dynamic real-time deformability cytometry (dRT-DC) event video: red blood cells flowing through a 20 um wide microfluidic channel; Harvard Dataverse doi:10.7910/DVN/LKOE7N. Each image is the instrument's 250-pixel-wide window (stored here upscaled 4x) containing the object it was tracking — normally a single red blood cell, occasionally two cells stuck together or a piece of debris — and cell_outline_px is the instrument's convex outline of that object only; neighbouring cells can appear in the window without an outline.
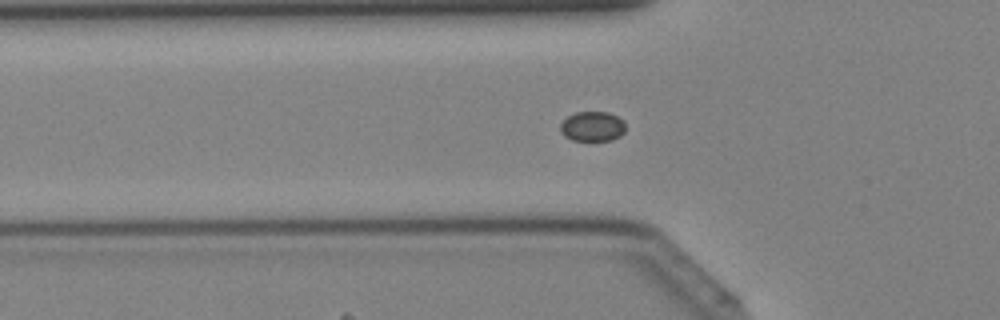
{"species": "Egyptian fruit bat (a non-hibernating species)", "species_latin": "Rousettus aegyptiacus", "temperature_condition": "cold", "stored_images_in_passage": 42, "camera_frame_rate_fps": 3000, "um_per_image_px": 0.085, "animal": {"sex": "female"}, "frame": {"image": 1, "passage_image": 14, "time_ms": 4.333, "image_size_px": [1000, 320], "cell_outline_px": [[624, 132], [620, 136], [612, 140], [572, 140], [564, 136], [560, 132], [560, 124], [568, 116], [576, 112], [608, 112], [624, 120]], "centroid_in_image_um": [50.35, 10.74], "position_along_channel_um": 75.5, "area_um2": 11.33}}
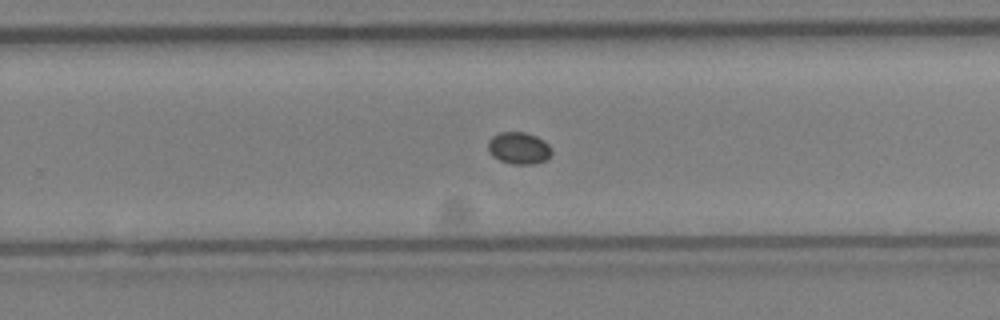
{"frame": {"image": 2, "passage_image": 27, "time_ms": 8.667, "image_size_px": [1000, 320], "cell_outline_px": [[552, 156], [548, 160], [532, 164], [512, 164], [500, 160], [492, 156], [488, 148], [488, 140], [492, 136], [500, 132], [524, 132], [536, 136], [544, 140], [552, 148]], "centroid_in_image_um": [44.13, 12.59], "position_along_channel_um": 285.7, "area_um2": 12.02}}
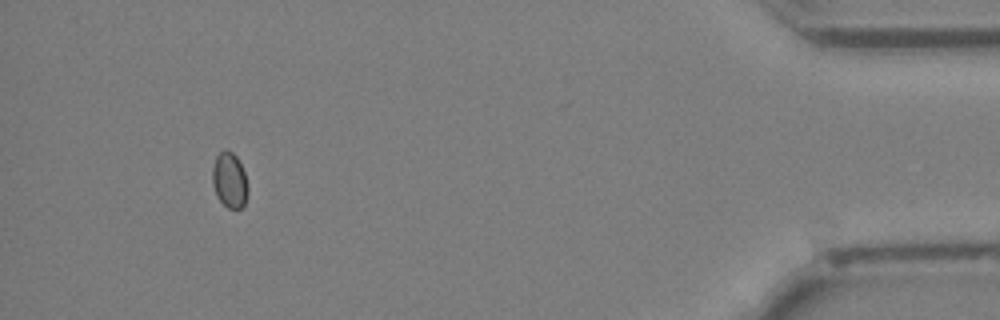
{"frame": {"image": 3, "passage_image": 39, "time_ms": 12.667, "image_size_px": [1000, 320], "cell_outline_px": [[248, 192], [244, 204], [240, 208], [228, 208], [216, 196], [212, 184], [212, 168], [216, 156], [224, 148], [232, 152], [236, 156], [244, 172], [248, 188]], "centroid_in_image_um": [19.49, 15.3], "position_along_channel_um": 415.7, "area_um2": 11.44}}